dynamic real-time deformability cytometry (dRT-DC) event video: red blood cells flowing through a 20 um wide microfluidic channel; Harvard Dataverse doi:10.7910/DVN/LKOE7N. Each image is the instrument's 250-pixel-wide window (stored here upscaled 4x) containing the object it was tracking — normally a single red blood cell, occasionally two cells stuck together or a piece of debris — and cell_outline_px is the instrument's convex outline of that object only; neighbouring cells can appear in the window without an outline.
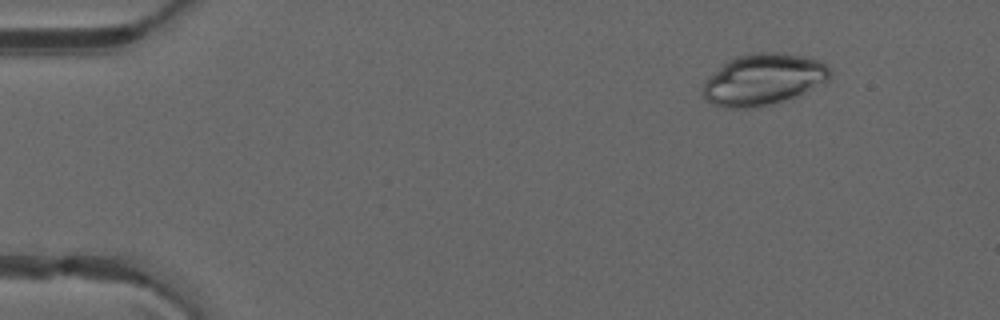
{"species": "common noctule bat (a hibernating species)", "species_latin": "Nyctalus noctula", "temperature_condition": "warm", "stored_images_in_passage": 50, "camera_frame_rate_fps": 3000, "um_per_image_px": 0.085, "animal": {"sex": "male", "forearm_length_mm": 52.5}, "frame": {"image": 1, "passage_image": 6, "time_ms": 1.667, "image_size_px": [1000, 320], "cell_outline_px": [[832, 76], [824, 84], [792, 100], [756, 108], [724, 108], [712, 104], [704, 100], [704, 80], [708, 76], [724, 64], [736, 56], [752, 52], [776, 52], [804, 56], [820, 60], [828, 64], [832, 68]], "centroid_in_image_um": [64.96, 6.78], "position_along_channel_um": 20.0, "area_um2": 39.07}}
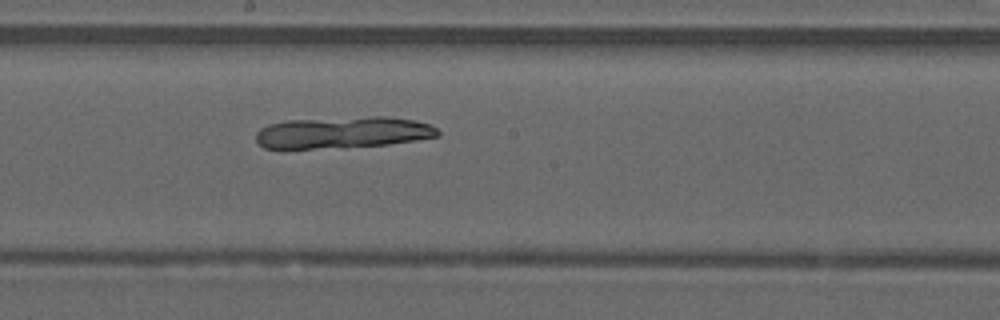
{"frame": {"image": 2, "passage_image": 28, "time_ms": 9.0, "image_size_px": [1000, 320], "cell_outline_px": [[440, 136], [416, 140], [388, 144], [344, 148], [264, 148], [256, 140], [256, 132], [260, 128], [268, 124], [288, 120], [368, 116], [388, 116], [416, 120], [428, 124], [436, 128], [440, 132]], "centroid_in_image_um": [29.16, 11.25], "position_along_channel_um": 219.0, "area_um2": 33.81}}
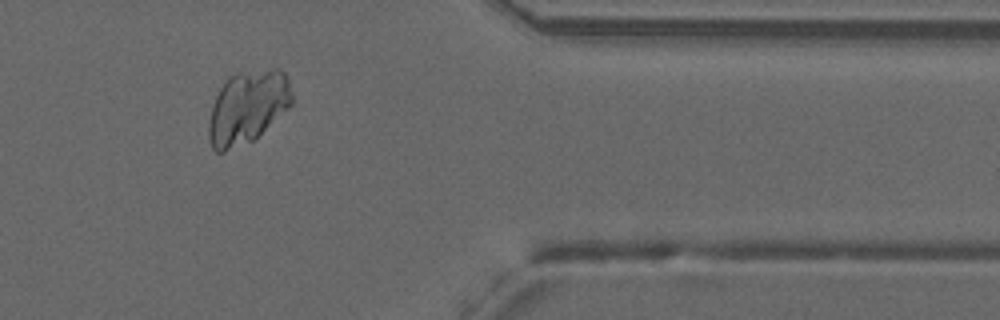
{"frame": {"image": 3, "passage_image": 42, "time_ms": 13.667, "image_size_px": [1000, 320], "cell_outline_px": [[292, 104], [288, 108], [252, 140], [224, 152], [216, 152], [212, 148], [208, 136], [208, 124], [212, 104], [220, 88], [228, 76], [236, 72], [276, 68], [280, 68], [284, 72], [288, 80], [292, 92]], "centroid_in_image_um": [21.02, 9.07], "position_along_channel_um": 390.4, "area_um2": 35.32}}